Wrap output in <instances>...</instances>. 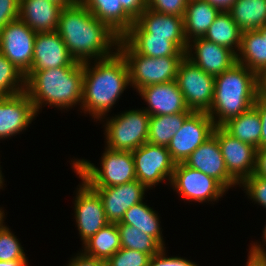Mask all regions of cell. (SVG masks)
I'll return each instance as SVG.
<instances>
[{
    "instance_id": "1",
    "label": "cell",
    "mask_w": 266,
    "mask_h": 266,
    "mask_svg": "<svg viewBox=\"0 0 266 266\" xmlns=\"http://www.w3.org/2000/svg\"><path fill=\"white\" fill-rule=\"evenodd\" d=\"M56 32L75 61L84 63L112 56L120 37L95 17L79 0L62 8ZM91 57V58H90ZM90 59V60H89Z\"/></svg>"
},
{
    "instance_id": "2",
    "label": "cell",
    "mask_w": 266,
    "mask_h": 266,
    "mask_svg": "<svg viewBox=\"0 0 266 266\" xmlns=\"http://www.w3.org/2000/svg\"><path fill=\"white\" fill-rule=\"evenodd\" d=\"M95 62L94 67L90 66V61L83 63V97L80 106L94 120H101L131 84L127 63L118 50L112 56Z\"/></svg>"
},
{
    "instance_id": "3",
    "label": "cell",
    "mask_w": 266,
    "mask_h": 266,
    "mask_svg": "<svg viewBox=\"0 0 266 266\" xmlns=\"http://www.w3.org/2000/svg\"><path fill=\"white\" fill-rule=\"evenodd\" d=\"M83 74L81 62L75 66L37 70L25 80V91L37 113L44 104L67 110L82 103Z\"/></svg>"
},
{
    "instance_id": "4",
    "label": "cell",
    "mask_w": 266,
    "mask_h": 266,
    "mask_svg": "<svg viewBox=\"0 0 266 266\" xmlns=\"http://www.w3.org/2000/svg\"><path fill=\"white\" fill-rule=\"evenodd\" d=\"M257 94V74L237 62L215 76L214 97L207 114L216 127H221L250 109Z\"/></svg>"
},
{
    "instance_id": "5",
    "label": "cell",
    "mask_w": 266,
    "mask_h": 266,
    "mask_svg": "<svg viewBox=\"0 0 266 266\" xmlns=\"http://www.w3.org/2000/svg\"><path fill=\"white\" fill-rule=\"evenodd\" d=\"M73 169L79 178L92 188H106L136 180L131 151H114L105 148L101 157V168L88 160H74Z\"/></svg>"
},
{
    "instance_id": "6",
    "label": "cell",
    "mask_w": 266,
    "mask_h": 266,
    "mask_svg": "<svg viewBox=\"0 0 266 266\" xmlns=\"http://www.w3.org/2000/svg\"><path fill=\"white\" fill-rule=\"evenodd\" d=\"M129 70L130 84L139 89L159 83L176 80L178 68L185 56L147 57L136 53L122 38L119 39L117 49Z\"/></svg>"
},
{
    "instance_id": "7",
    "label": "cell",
    "mask_w": 266,
    "mask_h": 266,
    "mask_svg": "<svg viewBox=\"0 0 266 266\" xmlns=\"http://www.w3.org/2000/svg\"><path fill=\"white\" fill-rule=\"evenodd\" d=\"M150 115L143 109L129 110L106 122V148L134 151L148 140Z\"/></svg>"
},
{
    "instance_id": "8",
    "label": "cell",
    "mask_w": 266,
    "mask_h": 266,
    "mask_svg": "<svg viewBox=\"0 0 266 266\" xmlns=\"http://www.w3.org/2000/svg\"><path fill=\"white\" fill-rule=\"evenodd\" d=\"M176 82L190 110L193 112L209 111L214 97V76L207 74L184 57L178 68Z\"/></svg>"
},
{
    "instance_id": "9",
    "label": "cell",
    "mask_w": 266,
    "mask_h": 266,
    "mask_svg": "<svg viewBox=\"0 0 266 266\" xmlns=\"http://www.w3.org/2000/svg\"><path fill=\"white\" fill-rule=\"evenodd\" d=\"M136 180L153 188L166 178L171 182L176 163L166 146L146 142L132 151Z\"/></svg>"
},
{
    "instance_id": "10",
    "label": "cell",
    "mask_w": 266,
    "mask_h": 266,
    "mask_svg": "<svg viewBox=\"0 0 266 266\" xmlns=\"http://www.w3.org/2000/svg\"><path fill=\"white\" fill-rule=\"evenodd\" d=\"M36 34L19 18L0 31V53L24 75L32 67Z\"/></svg>"
},
{
    "instance_id": "11",
    "label": "cell",
    "mask_w": 266,
    "mask_h": 266,
    "mask_svg": "<svg viewBox=\"0 0 266 266\" xmlns=\"http://www.w3.org/2000/svg\"><path fill=\"white\" fill-rule=\"evenodd\" d=\"M215 127L207 112H192L167 146L173 161L176 164L184 163L190 154L213 135Z\"/></svg>"
},
{
    "instance_id": "12",
    "label": "cell",
    "mask_w": 266,
    "mask_h": 266,
    "mask_svg": "<svg viewBox=\"0 0 266 266\" xmlns=\"http://www.w3.org/2000/svg\"><path fill=\"white\" fill-rule=\"evenodd\" d=\"M170 184L184 199L189 201H216L228 191L218 180L192 169L184 163L175 165Z\"/></svg>"
},
{
    "instance_id": "13",
    "label": "cell",
    "mask_w": 266,
    "mask_h": 266,
    "mask_svg": "<svg viewBox=\"0 0 266 266\" xmlns=\"http://www.w3.org/2000/svg\"><path fill=\"white\" fill-rule=\"evenodd\" d=\"M123 36L168 37L184 52L188 44L184 33V17L158 13L148 8Z\"/></svg>"
},
{
    "instance_id": "14",
    "label": "cell",
    "mask_w": 266,
    "mask_h": 266,
    "mask_svg": "<svg viewBox=\"0 0 266 266\" xmlns=\"http://www.w3.org/2000/svg\"><path fill=\"white\" fill-rule=\"evenodd\" d=\"M217 137L228 173L239 185L254 173L256 148L232 137L222 127H215Z\"/></svg>"
},
{
    "instance_id": "15",
    "label": "cell",
    "mask_w": 266,
    "mask_h": 266,
    "mask_svg": "<svg viewBox=\"0 0 266 266\" xmlns=\"http://www.w3.org/2000/svg\"><path fill=\"white\" fill-rule=\"evenodd\" d=\"M74 202L76 224L84 243L109 222L100 196L83 179Z\"/></svg>"
},
{
    "instance_id": "16",
    "label": "cell",
    "mask_w": 266,
    "mask_h": 266,
    "mask_svg": "<svg viewBox=\"0 0 266 266\" xmlns=\"http://www.w3.org/2000/svg\"><path fill=\"white\" fill-rule=\"evenodd\" d=\"M79 62L70 55L61 36L55 32L37 33L35 36L32 67L25 80L37 70L75 66Z\"/></svg>"
},
{
    "instance_id": "17",
    "label": "cell",
    "mask_w": 266,
    "mask_h": 266,
    "mask_svg": "<svg viewBox=\"0 0 266 266\" xmlns=\"http://www.w3.org/2000/svg\"><path fill=\"white\" fill-rule=\"evenodd\" d=\"M192 49L195 51L193 52L194 55L192 54ZM185 57L204 72L214 77L237 63V55L232 50L208 41L203 37L195 38L188 42Z\"/></svg>"
},
{
    "instance_id": "18",
    "label": "cell",
    "mask_w": 266,
    "mask_h": 266,
    "mask_svg": "<svg viewBox=\"0 0 266 266\" xmlns=\"http://www.w3.org/2000/svg\"><path fill=\"white\" fill-rule=\"evenodd\" d=\"M100 196L106 219L109 223H118L125 212L143 201L146 189L138 180L106 188H93Z\"/></svg>"
},
{
    "instance_id": "19",
    "label": "cell",
    "mask_w": 266,
    "mask_h": 266,
    "mask_svg": "<svg viewBox=\"0 0 266 266\" xmlns=\"http://www.w3.org/2000/svg\"><path fill=\"white\" fill-rule=\"evenodd\" d=\"M37 112L26 91L0 97V139L26 130Z\"/></svg>"
},
{
    "instance_id": "20",
    "label": "cell",
    "mask_w": 266,
    "mask_h": 266,
    "mask_svg": "<svg viewBox=\"0 0 266 266\" xmlns=\"http://www.w3.org/2000/svg\"><path fill=\"white\" fill-rule=\"evenodd\" d=\"M184 164L215 178L226 189L239 184L228 173L217 137L214 134L190 154Z\"/></svg>"
},
{
    "instance_id": "21",
    "label": "cell",
    "mask_w": 266,
    "mask_h": 266,
    "mask_svg": "<svg viewBox=\"0 0 266 266\" xmlns=\"http://www.w3.org/2000/svg\"><path fill=\"white\" fill-rule=\"evenodd\" d=\"M138 92L147 102L148 107L144 110L150 116L193 112L187 107L176 80L148 85Z\"/></svg>"
},
{
    "instance_id": "22",
    "label": "cell",
    "mask_w": 266,
    "mask_h": 266,
    "mask_svg": "<svg viewBox=\"0 0 266 266\" xmlns=\"http://www.w3.org/2000/svg\"><path fill=\"white\" fill-rule=\"evenodd\" d=\"M61 10L48 0H20L18 18L36 33L55 32Z\"/></svg>"
},
{
    "instance_id": "23",
    "label": "cell",
    "mask_w": 266,
    "mask_h": 266,
    "mask_svg": "<svg viewBox=\"0 0 266 266\" xmlns=\"http://www.w3.org/2000/svg\"><path fill=\"white\" fill-rule=\"evenodd\" d=\"M95 17L120 38L135 22L122 8L119 0H79Z\"/></svg>"
},
{
    "instance_id": "24",
    "label": "cell",
    "mask_w": 266,
    "mask_h": 266,
    "mask_svg": "<svg viewBox=\"0 0 266 266\" xmlns=\"http://www.w3.org/2000/svg\"><path fill=\"white\" fill-rule=\"evenodd\" d=\"M220 13V10L204 0H188L184 14V33L187 42L203 37Z\"/></svg>"
},
{
    "instance_id": "25",
    "label": "cell",
    "mask_w": 266,
    "mask_h": 266,
    "mask_svg": "<svg viewBox=\"0 0 266 266\" xmlns=\"http://www.w3.org/2000/svg\"><path fill=\"white\" fill-rule=\"evenodd\" d=\"M238 53L237 62L257 74L266 66V35L259 29L242 32Z\"/></svg>"
},
{
    "instance_id": "26",
    "label": "cell",
    "mask_w": 266,
    "mask_h": 266,
    "mask_svg": "<svg viewBox=\"0 0 266 266\" xmlns=\"http://www.w3.org/2000/svg\"><path fill=\"white\" fill-rule=\"evenodd\" d=\"M221 127L232 137L256 149L260 148L262 124L260 114L254 106L239 116L229 119Z\"/></svg>"
},
{
    "instance_id": "27",
    "label": "cell",
    "mask_w": 266,
    "mask_h": 266,
    "mask_svg": "<svg viewBox=\"0 0 266 266\" xmlns=\"http://www.w3.org/2000/svg\"><path fill=\"white\" fill-rule=\"evenodd\" d=\"M242 31L228 11H220L203 36L208 41L232 50L236 55L241 45Z\"/></svg>"
},
{
    "instance_id": "28",
    "label": "cell",
    "mask_w": 266,
    "mask_h": 266,
    "mask_svg": "<svg viewBox=\"0 0 266 266\" xmlns=\"http://www.w3.org/2000/svg\"><path fill=\"white\" fill-rule=\"evenodd\" d=\"M228 12L242 32L266 25V0H236Z\"/></svg>"
},
{
    "instance_id": "29",
    "label": "cell",
    "mask_w": 266,
    "mask_h": 266,
    "mask_svg": "<svg viewBox=\"0 0 266 266\" xmlns=\"http://www.w3.org/2000/svg\"><path fill=\"white\" fill-rule=\"evenodd\" d=\"M83 244L84 255L107 261L121 248L117 223H108Z\"/></svg>"
},
{
    "instance_id": "30",
    "label": "cell",
    "mask_w": 266,
    "mask_h": 266,
    "mask_svg": "<svg viewBox=\"0 0 266 266\" xmlns=\"http://www.w3.org/2000/svg\"><path fill=\"white\" fill-rule=\"evenodd\" d=\"M136 53L147 57L185 56L168 37L160 36H122L121 37Z\"/></svg>"
},
{
    "instance_id": "31",
    "label": "cell",
    "mask_w": 266,
    "mask_h": 266,
    "mask_svg": "<svg viewBox=\"0 0 266 266\" xmlns=\"http://www.w3.org/2000/svg\"><path fill=\"white\" fill-rule=\"evenodd\" d=\"M159 222L158 214L146 203H143V201L129 208L121 220L122 224L134 226L147 235L152 236L165 248Z\"/></svg>"
},
{
    "instance_id": "32",
    "label": "cell",
    "mask_w": 266,
    "mask_h": 266,
    "mask_svg": "<svg viewBox=\"0 0 266 266\" xmlns=\"http://www.w3.org/2000/svg\"><path fill=\"white\" fill-rule=\"evenodd\" d=\"M191 113H177L169 115L150 116L148 143L168 146L170 140L182 127L185 119Z\"/></svg>"
},
{
    "instance_id": "33",
    "label": "cell",
    "mask_w": 266,
    "mask_h": 266,
    "mask_svg": "<svg viewBox=\"0 0 266 266\" xmlns=\"http://www.w3.org/2000/svg\"><path fill=\"white\" fill-rule=\"evenodd\" d=\"M117 228L122 248L137 250L148 254L150 257L163 248L152 236L134 226L118 222Z\"/></svg>"
},
{
    "instance_id": "34",
    "label": "cell",
    "mask_w": 266,
    "mask_h": 266,
    "mask_svg": "<svg viewBox=\"0 0 266 266\" xmlns=\"http://www.w3.org/2000/svg\"><path fill=\"white\" fill-rule=\"evenodd\" d=\"M25 91V75L0 53V97Z\"/></svg>"
},
{
    "instance_id": "35",
    "label": "cell",
    "mask_w": 266,
    "mask_h": 266,
    "mask_svg": "<svg viewBox=\"0 0 266 266\" xmlns=\"http://www.w3.org/2000/svg\"><path fill=\"white\" fill-rule=\"evenodd\" d=\"M19 240L7 226L0 230V261L26 259V255Z\"/></svg>"
},
{
    "instance_id": "36",
    "label": "cell",
    "mask_w": 266,
    "mask_h": 266,
    "mask_svg": "<svg viewBox=\"0 0 266 266\" xmlns=\"http://www.w3.org/2000/svg\"><path fill=\"white\" fill-rule=\"evenodd\" d=\"M149 259L146 253L121 247L106 262L107 266H149Z\"/></svg>"
},
{
    "instance_id": "37",
    "label": "cell",
    "mask_w": 266,
    "mask_h": 266,
    "mask_svg": "<svg viewBox=\"0 0 266 266\" xmlns=\"http://www.w3.org/2000/svg\"><path fill=\"white\" fill-rule=\"evenodd\" d=\"M188 0H145L146 8L158 13L184 17Z\"/></svg>"
},
{
    "instance_id": "38",
    "label": "cell",
    "mask_w": 266,
    "mask_h": 266,
    "mask_svg": "<svg viewBox=\"0 0 266 266\" xmlns=\"http://www.w3.org/2000/svg\"><path fill=\"white\" fill-rule=\"evenodd\" d=\"M244 186L246 194L250 199L266 208V179L252 174L247 177L240 186Z\"/></svg>"
},
{
    "instance_id": "39",
    "label": "cell",
    "mask_w": 266,
    "mask_h": 266,
    "mask_svg": "<svg viewBox=\"0 0 266 266\" xmlns=\"http://www.w3.org/2000/svg\"><path fill=\"white\" fill-rule=\"evenodd\" d=\"M20 0H0V31L19 17Z\"/></svg>"
},
{
    "instance_id": "40",
    "label": "cell",
    "mask_w": 266,
    "mask_h": 266,
    "mask_svg": "<svg viewBox=\"0 0 266 266\" xmlns=\"http://www.w3.org/2000/svg\"><path fill=\"white\" fill-rule=\"evenodd\" d=\"M165 248L151 256L149 266H198L194 262L181 257H165Z\"/></svg>"
},
{
    "instance_id": "41",
    "label": "cell",
    "mask_w": 266,
    "mask_h": 266,
    "mask_svg": "<svg viewBox=\"0 0 266 266\" xmlns=\"http://www.w3.org/2000/svg\"><path fill=\"white\" fill-rule=\"evenodd\" d=\"M260 114L262 131L260 137V148H266V95L257 94L253 105Z\"/></svg>"
},
{
    "instance_id": "42",
    "label": "cell",
    "mask_w": 266,
    "mask_h": 266,
    "mask_svg": "<svg viewBox=\"0 0 266 266\" xmlns=\"http://www.w3.org/2000/svg\"><path fill=\"white\" fill-rule=\"evenodd\" d=\"M123 10L135 21L146 9L145 0H119Z\"/></svg>"
},
{
    "instance_id": "43",
    "label": "cell",
    "mask_w": 266,
    "mask_h": 266,
    "mask_svg": "<svg viewBox=\"0 0 266 266\" xmlns=\"http://www.w3.org/2000/svg\"><path fill=\"white\" fill-rule=\"evenodd\" d=\"M250 249L246 266H266L265 249L255 243Z\"/></svg>"
},
{
    "instance_id": "44",
    "label": "cell",
    "mask_w": 266,
    "mask_h": 266,
    "mask_svg": "<svg viewBox=\"0 0 266 266\" xmlns=\"http://www.w3.org/2000/svg\"><path fill=\"white\" fill-rule=\"evenodd\" d=\"M67 266H107V262L106 260L92 258L80 253L72 258Z\"/></svg>"
},
{
    "instance_id": "45",
    "label": "cell",
    "mask_w": 266,
    "mask_h": 266,
    "mask_svg": "<svg viewBox=\"0 0 266 266\" xmlns=\"http://www.w3.org/2000/svg\"><path fill=\"white\" fill-rule=\"evenodd\" d=\"M254 175L266 179V148H259L256 150V160Z\"/></svg>"
},
{
    "instance_id": "46",
    "label": "cell",
    "mask_w": 266,
    "mask_h": 266,
    "mask_svg": "<svg viewBox=\"0 0 266 266\" xmlns=\"http://www.w3.org/2000/svg\"><path fill=\"white\" fill-rule=\"evenodd\" d=\"M257 92L266 95V66L257 73Z\"/></svg>"
},
{
    "instance_id": "47",
    "label": "cell",
    "mask_w": 266,
    "mask_h": 266,
    "mask_svg": "<svg viewBox=\"0 0 266 266\" xmlns=\"http://www.w3.org/2000/svg\"><path fill=\"white\" fill-rule=\"evenodd\" d=\"M209 2L220 11H228L236 0H204Z\"/></svg>"
},
{
    "instance_id": "48",
    "label": "cell",
    "mask_w": 266,
    "mask_h": 266,
    "mask_svg": "<svg viewBox=\"0 0 266 266\" xmlns=\"http://www.w3.org/2000/svg\"><path fill=\"white\" fill-rule=\"evenodd\" d=\"M26 259H15L11 261H0V266H27L28 262Z\"/></svg>"
},
{
    "instance_id": "49",
    "label": "cell",
    "mask_w": 266,
    "mask_h": 266,
    "mask_svg": "<svg viewBox=\"0 0 266 266\" xmlns=\"http://www.w3.org/2000/svg\"><path fill=\"white\" fill-rule=\"evenodd\" d=\"M60 5L62 8L73 5L77 0H48Z\"/></svg>"
},
{
    "instance_id": "50",
    "label": "cell",
    "mask_w": 266,
    "mask_h": 266,
    "mask_svg": "<svg viewBox=\"0 0 266 266\" xmlns=\"http://www.w3.org/2000/svg\"><path fill=\"white\" fill-rule=\"evenodd\" d=\"M4 221V211L0 209V230L2 229Z\"/></svg>"
},
{
    "instance_id": "51",
    "label": "cell",
    "mask_w": 266,
    "mask_h": 266,
    "mask_svg": "<svg viewBox=\"0 0 266 266\" xmlns=\"http://www.w3.org/2000/svg\"><path fill=\"white\" fill-rule=\"evenodd\" d=\"M2 171L0 170V189H1V187H2V185H3V176H2V173H1Z\"/></svg>"
},
{
    "instance_id": "52",
    "label": "cell",
    "mask_w": 266,
    "mask_h": 266,
    "mask_svg": "<svg viewBox=\"0 0 266 266\" xmlns=\"http://www.w3.org/2000/svg\"><path fill=\"white\" fill-rule=\"evenodd\" d=\"M259 30L263 33V35H266V25H264L262 28H259Z\"/></svg>"
},
{
    "instance_id": "53",
    "label": "cell",
    "mask_w": 266,
    "mask_h": 266,
    "mask_svg": "<svg viewBox=\"0 0 266 266\" xmlns=\"http://www.w3.org/2000/svg\"><path fill=\"white\" fill-rule=\"evenodd\" d=\"M263 239H264V243L266 242V225L264 227V231H263ZM266 244V243H265Z\"/></svg>"
}]
</instances>
